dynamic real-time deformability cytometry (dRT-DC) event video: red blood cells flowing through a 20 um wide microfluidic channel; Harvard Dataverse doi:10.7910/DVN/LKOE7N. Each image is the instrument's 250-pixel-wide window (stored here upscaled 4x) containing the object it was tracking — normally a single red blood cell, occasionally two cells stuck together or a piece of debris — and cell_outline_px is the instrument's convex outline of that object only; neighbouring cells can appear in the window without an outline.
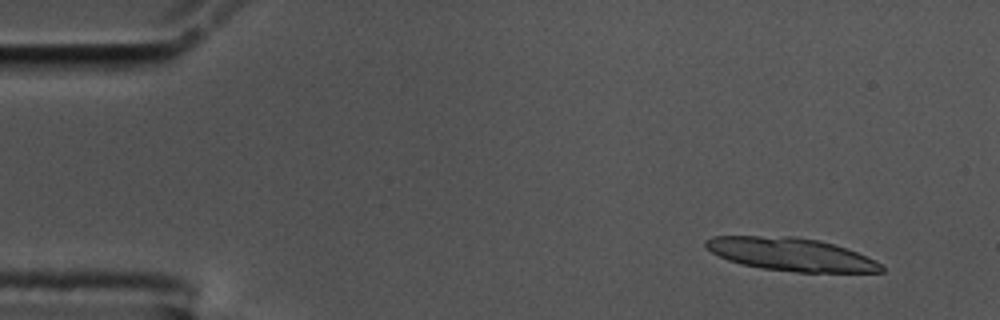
{"species": "common noctule bat (a hibernating species)", "species_latin": "Nyctalus noctula", "temperature_condition": "cold", "stored_images_in_passage": 25, "camera_frame_rate_fps": 3000, "um_per_image_px": 0.085, "animal": {"sex": "male", "body_mass_g": 17.5, "forearm_length_mm": 52.3}, "frame": {"image": 1, "passage_image": 4, "time_ms": 1.0, "image_size_px": [1000, 320], "cell_outline_px": [[884, 272], [796, 272], [760, 268], [740, 264], [728, 260], [704, 248], [704, 240], [712, 236], [792, 236], [816, 240], [832, 244], [856, 252], [876, 260], [884, 268]], "centroid_in_image_um": [67.18, 21.62], "position_along_channel_um": 17.8, "area_um2": 33.7}}